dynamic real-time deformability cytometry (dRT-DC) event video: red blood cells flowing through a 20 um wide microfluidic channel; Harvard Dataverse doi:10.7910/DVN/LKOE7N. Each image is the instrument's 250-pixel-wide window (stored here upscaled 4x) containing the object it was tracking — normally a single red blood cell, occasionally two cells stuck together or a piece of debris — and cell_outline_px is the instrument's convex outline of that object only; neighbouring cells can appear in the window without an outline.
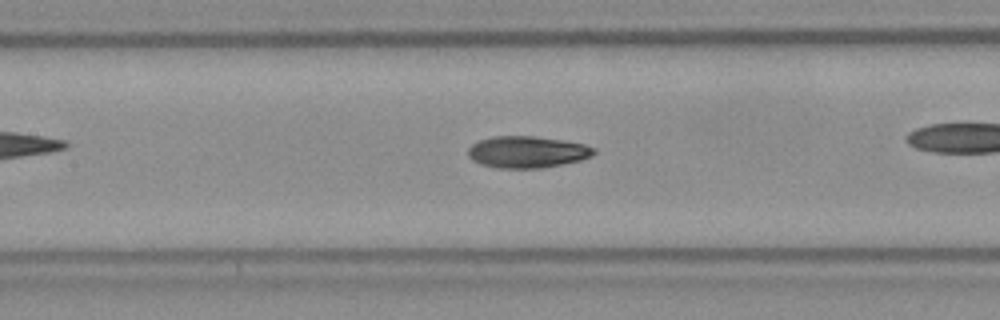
{"species": "Egyptian fruit bat (a non-hibernating species)", "species_latin": "Rousettus aegyptiacus", "temperature_condition": "room temperature", "stored_images_in_passage": 32, "camera_frame_rate_fps": 3000, "um_per_image_px": 0.085, "frame": {"image": 1, "passage_image": 14, "time_ms": 4.333, "image_size_px": [1000, 320], "cell_outline_px": [[596, 152], [592, 156], [580, 160], [540, 168], [500, 168], [480, 164], [472, 160], [468, 156], [468, 148], [472, 144], [480, 140], [492, 136], [532, 136], [564, 140], [584, 144], [596, 148]], "centroid_in_image_um": [44.8, 12.91], "position_along_channel_um": 162.6, "area_um2": 23.24}}
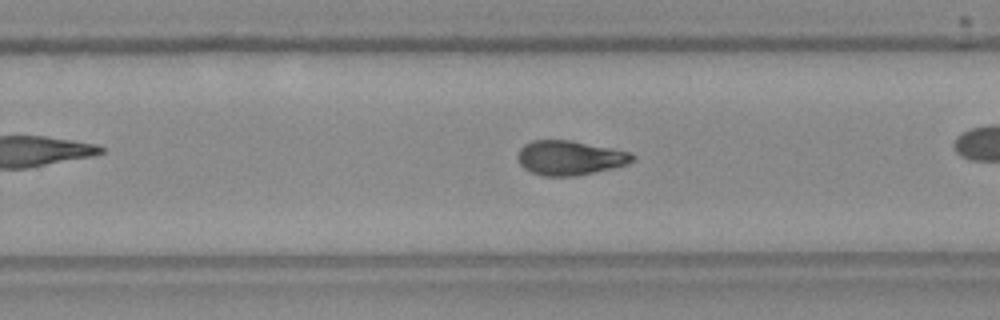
{"frame": {"image": 2, "passage_image": 23, "time_ms": 7.333, "image_size_px": [1000, 320], "cell_outline_px": [[636, 160], [628, 164], [612, 168], [576, 176], [544, 176], [532, 172], [524, 168], [520, 164], [516, 156], [520, 148], [524, 144], [532, 140], [568, 140], [612, 148], [628, 152], [636, 156]], "centroid_in_image_um": [48.43, 13.41], "position_along_channel_um": 281.4, "area_um2": 23.06}, "authors_computed_cell_mechanics": {"area_um2": 23.1489, "velocity_mm_per_s": 3.9647, "shape_relaxation_time_tau1_ms": 7.5108, "shape_relaxation_time_tau2_ms": 3.5919, "deformation_change_tau1": 0.2101, "deformation_change_tau2": 0.0922}}